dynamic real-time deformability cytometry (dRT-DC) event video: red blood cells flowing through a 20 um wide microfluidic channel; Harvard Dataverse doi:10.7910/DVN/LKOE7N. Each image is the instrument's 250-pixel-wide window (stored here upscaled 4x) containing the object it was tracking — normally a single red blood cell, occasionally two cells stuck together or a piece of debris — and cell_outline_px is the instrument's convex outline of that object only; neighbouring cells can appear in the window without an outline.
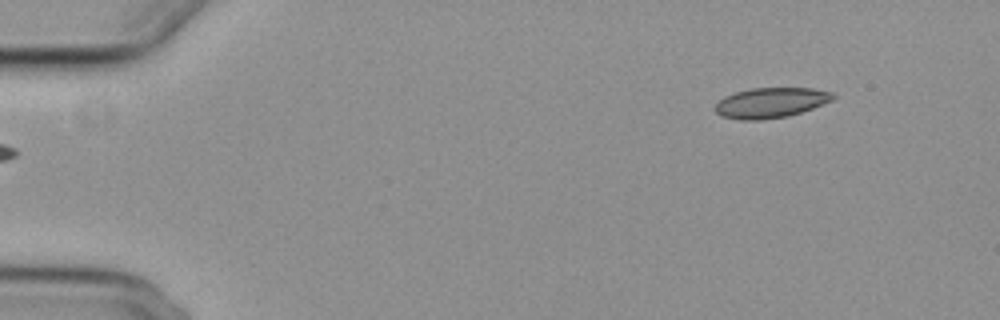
{"species": "common noctule bat (a hibernating species)", "species_latin": "Nyctalus noctula", "temperature_condition": "cold", "stored_images_in_passage": 50, "camera_frame_rate_fps": 3000, "um_per_image_px": 0.085, "animal": {"sex": "female", "body_mass_g": 29.2, "forearm_length_mm": 56.3}, "frame": {"image": 1, "passage_image": 1, "time_ms": 0.0, "image_size_px": [1000, 320], "cell_outline_px": [[836, 96], [832, 100], [812, 108], [788, 116], [760, 120], [740, 120], [720, 116], [716, 112], [716, 104], [724, 96], [736, 92], [752, 88], [812, 88], [832, 92]], "centroid_in_image_um": [65.5, 8.73], "position_along_channel_um": 19.5, "area_um2": 20.63}}
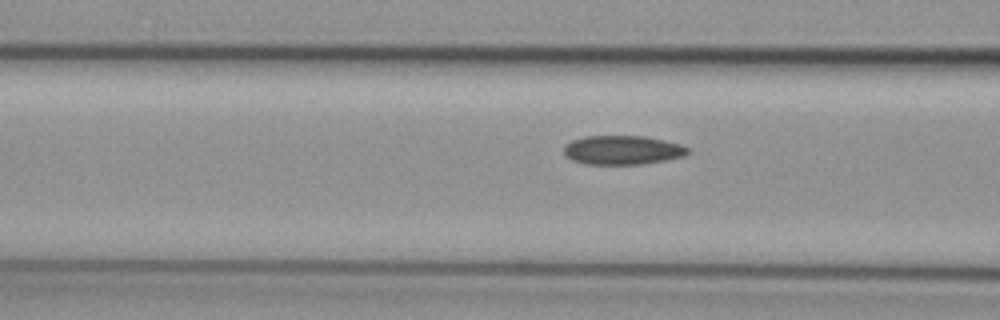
{"frame": {"image": 2, "passage_image": 17, "time_ms": 5.333, "image_size_px": [1000, 320], "cell_outline_px": [[692, 152], [684, 156], [664, 160], [640, 164], [584, 164], [572, 160], [564, 152], [564, 144], [572, 140], [584, 136], [644, 136], [664, 140], [680, 144], [692, 148]], "centroid_in_image_um": [52.94, 12.75], "position_along_channel_um": 113.7, "area_um2": 21.1}}
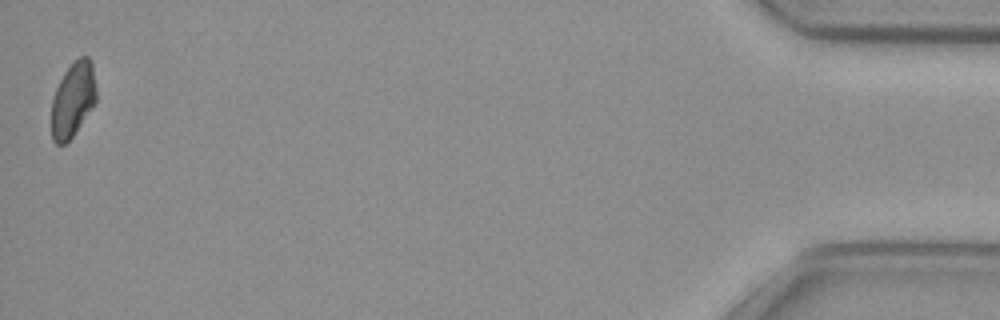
{"frame": {"image": 3, "passage_image": 50, "time_ms": 16.333, "image_size_px": [1000, 320], "cell_outline_px": [[96, 100], [72, 136], [64, 144], [56, 144], [52, 140], [52, 100], [56, 88], [64, 72], [80, 56], [88, 56], [92, 64], [96, 88]], "centroid_in_image_um": [6.19, 8.45], "position_along_channel_um": 429.0, "area_um2": 19.07}}